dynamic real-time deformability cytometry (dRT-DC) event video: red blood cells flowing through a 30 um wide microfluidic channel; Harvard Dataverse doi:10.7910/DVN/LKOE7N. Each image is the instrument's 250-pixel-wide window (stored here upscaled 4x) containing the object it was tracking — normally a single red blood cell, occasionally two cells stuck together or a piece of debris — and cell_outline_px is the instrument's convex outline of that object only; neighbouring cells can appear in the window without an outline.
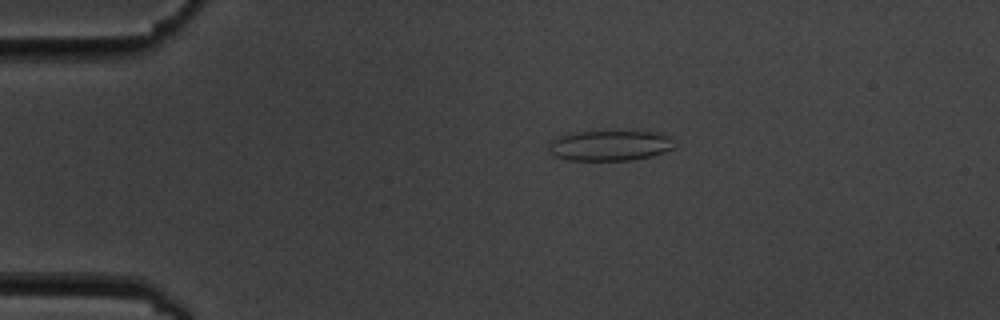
{"species": "common noctule bat (a hibernating species)", "species_latin": "Nyctalus noctula", "temperature_condition": "cold", "stored_images_in_passage": 9, "camera_frame_rate_fps": 3000, "um_per_image_px": 0.085, "animal": {"sex": "male", "body_mass_g": 19.5, "forearm_length_mm": 54.6}, "frame": {"image": 1, "passage_image": 4, "time_ms": 3.333, "image_size_px": [1000, 320], "cell_outline_px": [[676, 148], [652, 156], [632, 160], [568, 160], [552, 156], [548, 152], [548, 144], [556, 136], [572, 132], [648, 132], [668, 136]], "centroid_in_image_um": [51.75, 12.39], "position_along_channel_um": 33.3, "area_um2": 22.25}}
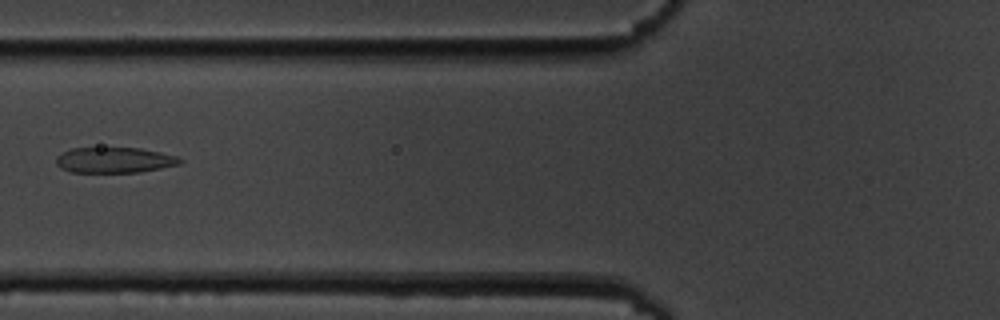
{"frame": {"image": 2, "passage_image": 7, "time_ms": 7.0, "image_size_px": [1000, 320], "cell_outline_px": [[184, 160], [180, 164], [160, 168], [136, 172], [72, 172], [60, 168], [56, 164], [56, 156], [72, 148], [140, 148], [160, 152], [176, 156]], "centroid_in_image_um": [9.72, 13.6], "position_along_channel_um": 116.1, "area_um2": 18.32}}
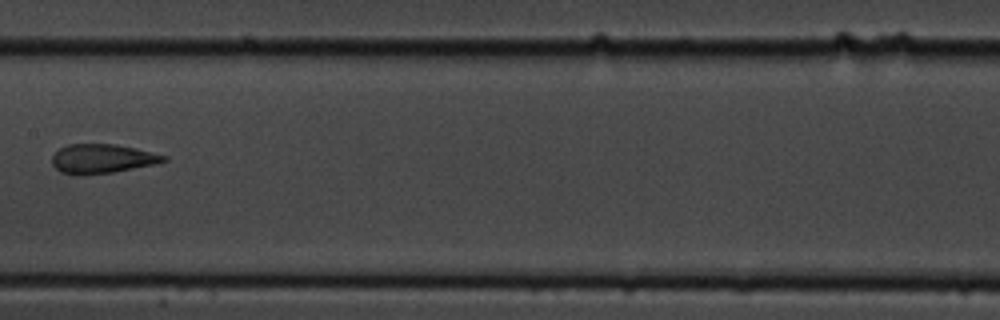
{"frame": {"image": 3, "passage_image": 9, "time_ms": 9.333, "image_size_px": [1000, 320], "cell_outline_px": [[168, 160], [156, 164], [112, 172], [80, 176], [76, 176], [60, 172], [52, 164], [52, 156], [60, 148], [68, 144], [116, 144], [136, 148], [168, 156]], "centroid_in_image_um": [8.68, 13.5], "position_along_channel_um": 198.7, "area_um2": 19.19}}